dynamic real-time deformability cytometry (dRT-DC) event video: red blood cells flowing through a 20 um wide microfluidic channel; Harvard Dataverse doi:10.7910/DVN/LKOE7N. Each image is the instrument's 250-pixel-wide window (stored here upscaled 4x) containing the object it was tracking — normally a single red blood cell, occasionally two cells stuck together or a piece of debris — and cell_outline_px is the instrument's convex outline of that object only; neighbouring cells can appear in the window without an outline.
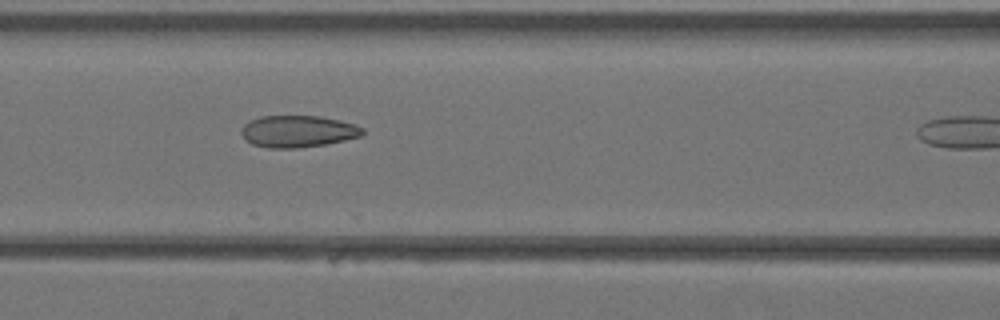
{"species": "Egyptian fruit bat (a non-hibernating species)", "species_latin": "Rousettus aegyptiacus", "temperature_condition": "warm", "stored_images_in_passage": 9, "camera_frame_rate_fps": 3000, "um_per_image_px": 0.085, "animal": {"sex": "female"}, "frame": {"image": 1, "passage_image": 6, "time_ms": 1.667, "image_size_px": [1000, 320], "cell_outline_px": [[364, 132], [360, 136], [344, 140], [324, 144], [296, 148], [268, 148], [252, 144], [244, 140], [240, 132], [244, 124], [260, 116], [320, 116], [340, 120], [356, 124], [364, 128]], "centroid_in_image_um": [25.31, 11.16], "position_along_channel_um": 141.3, "area_um2": 22.54}}
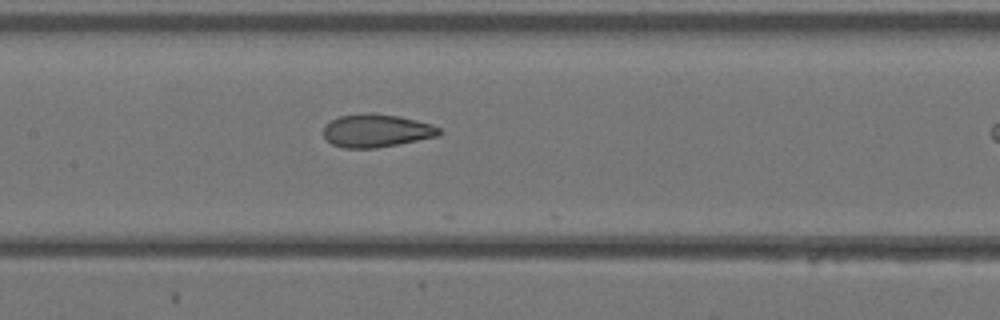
{"frame": {"image": 2, "passage_image": 8, "time_ms": 2.333, "image_size_px": [1000, 320], "cell_outline_px": [[444, 132], [436, 136], [376, 148], [344, 148], [332, 144], [324, 136], [324, 124], [340, 116], [368, 112], [372, 112], [400, 116], [432, 124], [440, 128]], "centroid_in_image_um": [31.99, 11.09], "position_along_channel_um": 175.4, "area_um2": 22.25}}